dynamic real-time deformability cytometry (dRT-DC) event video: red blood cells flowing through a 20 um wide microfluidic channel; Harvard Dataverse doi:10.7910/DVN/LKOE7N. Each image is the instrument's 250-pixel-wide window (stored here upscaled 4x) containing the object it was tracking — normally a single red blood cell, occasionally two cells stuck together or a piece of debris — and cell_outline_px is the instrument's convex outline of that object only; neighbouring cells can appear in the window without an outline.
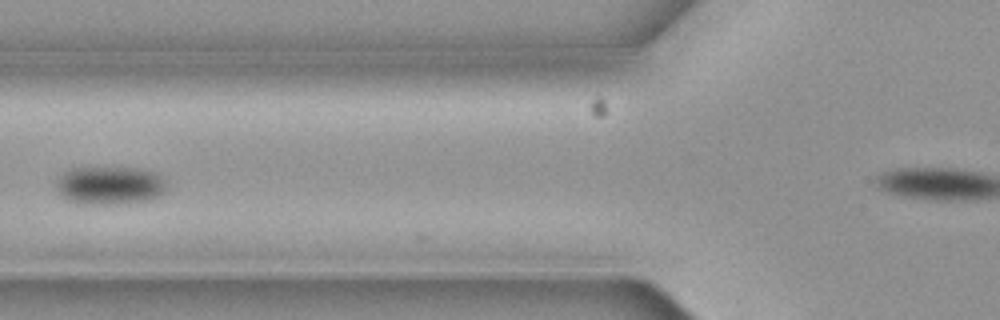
{"species": "common noctule bat (a hibernating species)", "species_latin": "Nyctalus noctula", "temperature_condition": "cold", "stored_images_in_passage": 5, "camera_frame_rate_fps": 3000, "um_per_image_px": 0.085, "animal": {"sex": "female", "body_mass_g": 19.3, "forearm_length_mm": 54.1}, "frame": {"image": 1, "passage_image": 2, "time_ms": 0.333, "image_size_px": [1000, 320], "cell_outline_px": [[168, 184], [164, 192], [156, 200], [120, 204], [84, 204], [68, 200], [56, 188], [56, 180], [64, 172], [72, 168], [132, 168], [156, 172]], "centroid_in_image_um": [9.39, 15.78], "position_along_channel_um": 116.4, "area_um2": 24.8}}
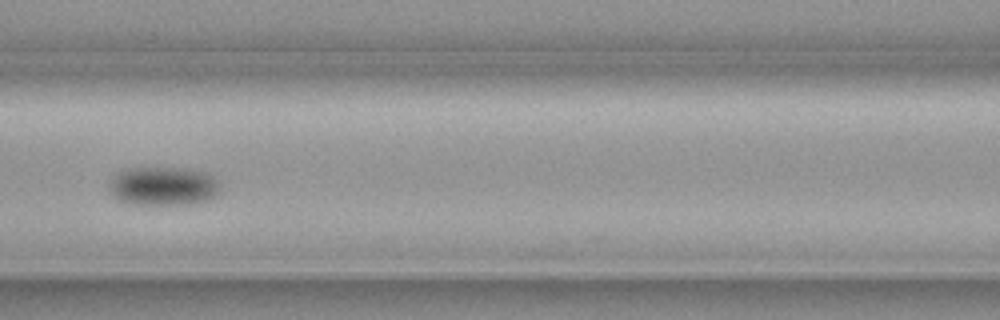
{"frame": {"image": 2, "passage_image": 3, "time_ms": 0.667, "image_size_px": [1000, 320], "cell_outline_px": [[220, 192], [216, 196], [208, 200], [192, 204], [132, 204], [120, 200], [112, 196], [108, 192], [108, 184], [120, 172], [128, 168], [188, 168], [212, 172], [220, 184]], "centroid_in_image_um": [13.95, 15.81], "position_along_channel_um": 152.7, "area_um2": 25.55}}
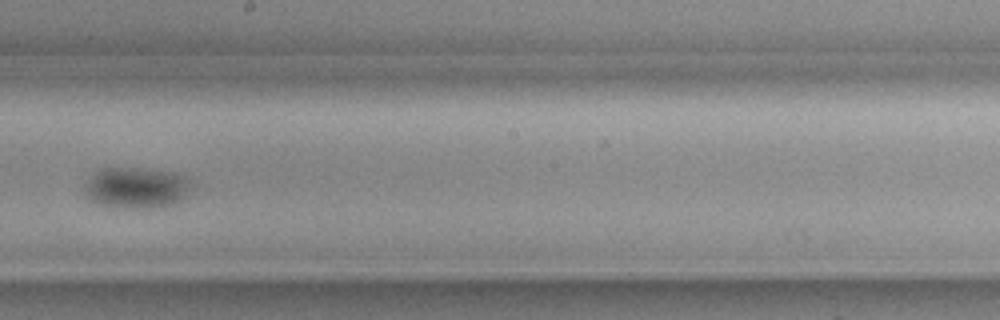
{"frame": {"image": 3, "passage_image": 5, "time_ms": 1.333, "image_size_px": [1000, 320], "cell_outline_px": [[196, 184], [188, 196], [164, 208], [116, 208], [100, 204], [88, 200], [84, 196], [84, 184], [100, 168], [140, 168], [172, 172], [184, 176], [192, 180]], "centroid_in_image_um": [11.64, 15.98], "position_along_channel_um": 236.6, "area_um2": 26.36}}